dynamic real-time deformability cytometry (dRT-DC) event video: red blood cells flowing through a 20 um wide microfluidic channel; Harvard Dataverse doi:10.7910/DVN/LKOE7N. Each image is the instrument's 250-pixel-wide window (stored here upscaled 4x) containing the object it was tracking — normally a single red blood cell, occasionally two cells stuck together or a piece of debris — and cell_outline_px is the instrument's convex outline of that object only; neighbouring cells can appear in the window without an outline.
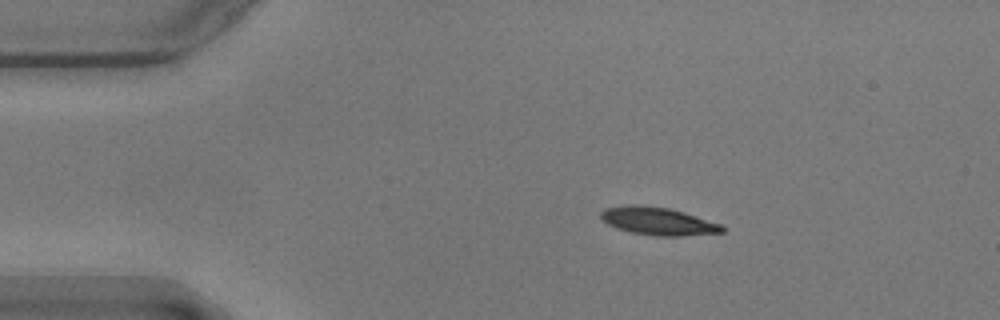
{"species": "common noctule bat (a hibernating species)", "species_latin": "Nyctalus noctula", "temperature_condition": "warm", "stored_images_in_passage": 47, "camera_frame_rate_fps": 3000, "um_per_image_px": 0.085, "animal": {"sex": "male", "body_mass_g": 17.9}, "frame": {"image": 1, "passage_image": 1, "time_ms": 0.0, "image_size_px": [1000, 320], "cell_outline_px": [[724, 232], [684, 236], [656, 236], [632, 232], [616, 228], [608, 224], [600, 216], [600, 212], [604, 208], [640, 204], [668, 208], [684, 212], [724, 224]], "centroid_in_image_um": [55.98, 18.8], "position_along_channel_um": 29.0, "area_um2": 19.71}}
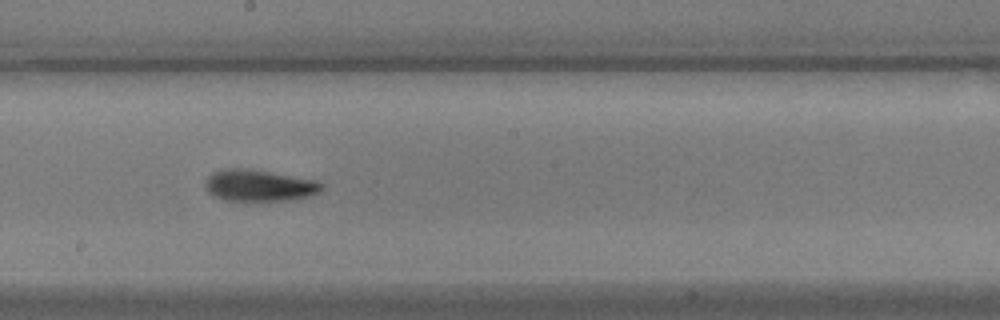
{"frame": {"image": 2, "passage_image": 22, "time_ms": 7.0, "image_size_px": [1000, 320], "cell_outline_px": [[324, 188], [320, 192], [308, 196], [288, 200], [224, 200], [208, 192], [204, 184], [204, 180], [212, 172], [224, 168], [244, 168], [316, 180], [324, 184]], "centroid_in_image_um": [22.01, 15.76], "position_along_channel_um": 226.2, "area_um2": 21.27}}
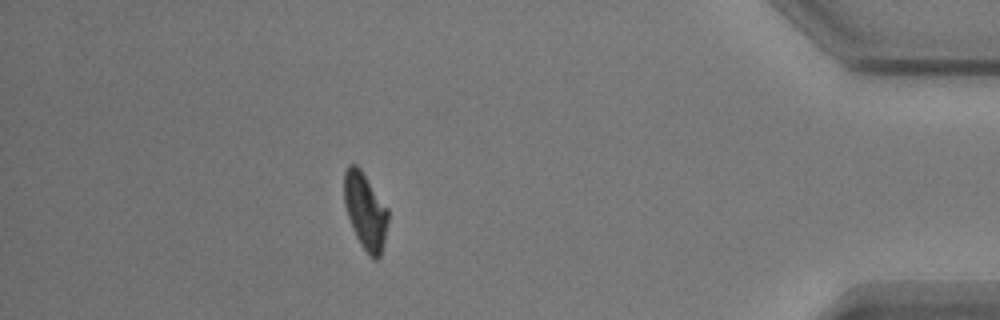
{"frame": {"image": 3, "passage_image": 41, "time_ms": 13.333, "image_size_px": [1000, 320], "cell_outline_px": [[388, 220], [384, 240], [380, 256], [376, 260], [372, 260], [368, 256], [360, 244], [352, 228], [344, 204], [344, 172], [348, 164], [356, 164], [360, 168], [388, 208]], "centroid_in_image_um": [31.04, 17.95], "position_along_channel_um": 404.2, "area_um2": 19.65}, "authors_computed_cell_mechanics": {"area_um2": 20.1722, "velocity_mm_per_s": 3.5496, "shape_relaxation_time_tau1_ms": 3.3923, "shape_relaxation_time_tau2_ms": 2.251, "deformation_change_tau1": 0.1521, "deformation_change_tau2": 0.0868}}